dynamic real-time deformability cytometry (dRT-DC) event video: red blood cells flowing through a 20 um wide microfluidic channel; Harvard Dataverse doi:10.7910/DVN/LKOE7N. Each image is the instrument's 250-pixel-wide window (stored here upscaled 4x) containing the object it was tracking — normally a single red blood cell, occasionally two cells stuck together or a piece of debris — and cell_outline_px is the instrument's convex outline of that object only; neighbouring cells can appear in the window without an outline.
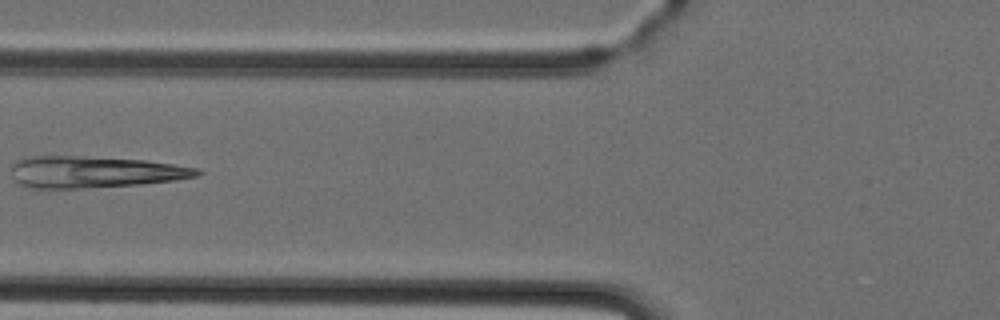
{"species": "Egyptian fruit bat (a non-hibernating species)", "species_latin": "Rousettus aegyptiacus", "temperature_condition": "cold", "stored_images_in_passage": 4, "camera_frame_rate_fps": 3000, "um_per_image_px": 0.085, "animal": {"sex": "female"}, "frame": {"image": 1, "passage_image": 4, "time_ms": 3.667, "image_size_px": [1000, 320], "cell_outline_px": [[204, 172], [200, 176], [176, 180], [140, 184], [80, 188], [28, 188], [20, 184], [12, 176], [12, 164], [16, 160], [24, 156], [76, 156], [144, 160], [200, 168]], "centroid_in_image_um": [8.03, 14.61], "position_along_channel_um": 117.8, "area_um2": 34.33}}